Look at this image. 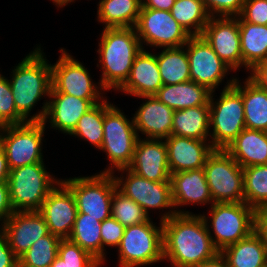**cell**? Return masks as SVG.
I'll return each instance as SVG.
<instances>
[{"label": "cell", "instance_id": "50", "mask_svg": "<svg viewBox=\"0 0 267 267\" xmlns=\"http://www.w3.org/2000/svg\"><path fill=\"white\" fill-rule=\"evenodd\" d=\"M195 267H229L226 259L219 253L211 260L202 262Z\"/></svg>", "mask_w": 267, "mask_h": 267}, {"label": "cell", "instance_id": "8", "mask_svg": "<svg viewBox=\"0 0 267 267\" xmlns=\"http://www.w3.org/2000/svg\"><path fill=\"white\" fill-rule=\"evenodd\" d=\"M45 127L42 121L0 127V146L5 152L10 170L44 162L41 146Z\"/></svg>", "mask_w": 267, "mask_h": 267}, {"label": "cell", "instance_id": "3", "mask_svg": "<svg viewBox=\"0 0 267 267\" xmlns=\"http://www.w3.org/2000/svg\"><path fill=\"white\" fill-rule=\"evenodd\" d=\"M40 45L12 70L9 79L17 112L27 121L39 99L50 94L51 64L46 61Z\"/></svg>", "mask_w": 267, "mask_h": 267}, {"label": "cell", "instance_id": "1", "mask_svg": "<svg viewBox=\"0 0 267 267\" xmlns=\"http://www.w3.org/2000/svg\"><path fill=\"white\" fill-rule=\"evenodd\" d=\"M208 218L189 213L163 221V259L173 267H195L216 257L220 252L211 239Z\"/></svg>", "mask_w": 267, "mask_h": 267}, {"label": "cell", "instance_id": "53", "mask_svg": "<svg viewBox=\"0 0 267 267\" xmlns=\"http://www.w3.org/2000/svg\"><path fill=\"white\" fill-rule=\"evenodd\" d=\"M16 267H26V266H23V265H20V264H17Z\"/></svg>", "mask_w": 267, "mask_h": 267}, {"label": "cell", "instance_id": "14", "mask_svg": "<svg viewBox=\"0 0 267 267\" xmlns=\"http://www.w3.org/2000/svg\"><path fill=\"white\" fill-rule=\"evenodd\" d=\"M60 52L58 61L51 65L50 93H63L82 99H104L101 91L105 89L93 83L82 63L75 60L64 48Z\"/></svg>", "mask_w": 267, "mask_h": 267}, {"label": "cell", "instance_id": "51", "mask_svg": "<svg viewBox=\"0 0 267 267\" xmlns=\"http://www.w3.org/2000/svg\"><path fill=\"white\" fill-rule=\"evenodd\" d=\"M50 267H66V265L65 262L60 257L57 256L50 265Z\"/></svg>", "mask_w": 267, "mask_h": 267}, {"label": "cell", "instance_id": "44", "mask_svg": "<svg viewBox=\"0 0 267 267\" xmlns=\"http://www.w3.org/2000/svg\"><path fill=\"white\" fill-rule=\"evenodd\" d=\"M254 232L260 237L267 252V207L255 210Z\"/></svg>", "mask_w": 267, "mask_h": 267}, {"label": "cell", "instance_id": "28", "mask_svg": "<svg viewBox=\"0 0 267 267\" xmlns=\"http://www.w3.org/2000/svg\"><path fill=\"white\" fill-rule=\"evenodd\" d=\"M238 23L242 67L249 71L254 65L267 61V25L245 22L240 16Z\"/></svg>", "mask_w": 267, "mask_h": 267}, {"label": "cell", "instance_id": "34", "mask_svg": "<svg viewBox=\"0 0 267 267\" xmlns=\"http://www.w3.org/2000/svg\"><path fill=\"white\" fill-rule=\"evenodd\" d=\"M170 13L190 36L202 35L211 17L202 0H175Z\"/></svg>", "mask_w": 267, "mask_h": 267}, {"label": "cell", "instance_id": "29", "mask_svg": "<svg viewBox=\"0 0 267 267\" xmlns=\"http://www.w3.org/2000/svg\"><path fill=\"white\" fill-rule=\"evenodd\" d=\"M220 253L229 267H265L267 265L266 248L254 231L248 237L227 246Z\"/></svg>", "mask_w": 267, "mask_h": 267}, {"label": "cell", "instance_id": "23", "mask_svg": "<svg viewBox=\"0 0 267 267\" xmlns=\"http://www.w3.org/2000/svg\"><path fill=\"white\" fill-rule=\"evenodd\" d=\"M146 102L133 115L137 135L139 132L146 139H165L171 135L174 110L154 96H140Z\"/></svg>", "mask_w": 267, "mask_h": 267}, {"label": "cell", "instance_id": "21", "mask_svg": "<svg viewBox=\"0 0 267 267\" xmlns=\"http://www.w3.org/2000/svg\"><path fill=\"white\" fill-rule=\"evenodd\" d=\"M164 141L170 174L204 168L207 158L215 149L208 140L183 136L170 135Z\"/></svg>", "mask_w": 267, "mask_h": 267}, {"label": "cell", "instance_id": "31", "mask_svg": "<svg viewBox=\"0 0 267 267\" xmlns=\"http://www.w3.org/2000/svg\"><path fill=\"white\" fill-rule=\"evenodd\" d=\"M158 69L163 85H175L190 81V66L184 46L164 48L156 54Z\"/></svg>", "mask_w": 267, "mask_h": 267}, {"label": "cell", "instance_id": "43", "mask_svg": "<svg viewBox=\"0 0 267 267\" xmlns=\"http://www.w3.org/2000/svg\"><path fill=\"white\" fill-rule=\"evenodd\" d=\"M239 16L245 22L267 25V0H245Z\"/></svg>", "mask_w": 267, "mask_h": 267}, {"label": "cell", "instance_id": "27", "mask_svg": "<svg viewBox=\"0 0 267 267\" xmlns=\"http://www.w3.org/2000/svg\"><path fill=\"white\" fill-rule=\"evenodd\" d=\"M171 135L197 140L210 138V106L175 110Z\"/></svg>", "mask_w": 267, "mask_h": 267}, {"label": "cell", "instance_id": "52", "mask_svg": "<svg viewBox=\"0 0 267 267\" xmlns=\"http://www.w3.org/2000/svg\"><path fill=\"white\" fill-rule=\"evenodd\" d=\"M52 1L59 8L68 5V3L70 4L74 0H52Z\"/></svg>", "mask_w": 267, "mask_h": 267}, {"label": "cell", "instance_id": "40", "mask_svg": "<svg viewBox=\"0 0 267 267\" xmlns=\"http://www.w3.org/2000/svg\"><path fill=\"white\" fill-rule=\"evenodd\" d=\"M27 122L16 110L9 79L0 74V127Z\"/></svg>", "mask_w": 267, "mask_h": 267}, {"label": "cell", "instance_id": "24", "mask_svg": "<svg viewBox=\"0 0 267 267\" xmlns=\"http://www.w3.org/2000/svg\"><path fill=\"white\" fill-rule=\"evenodd\" d=\"M162 86L156 54L142 49L134 59L128 79L118 91L136 97L154 96Z\"/></svg>", "mask_w": 267, "mask_h": 267}, {"label": "cell", "instance_id": "22", "mask_svg": "<svg viewBox=\"0 0 267 267\" xmlns=\"http://www.w3.org/2000/svg\"><path fill=\"white\" fill-rule=\"evenodd\" d=\"M170 183L177 214H189L188 211H178V206L213 204L203 168L173 173L170 176Z\"/></svg>", "mask_w": 267, "mask_h": 267}, {"label": "cell", "instance_id": "38", "mask_svg": "<svg viewBox=\"0 0 267 267\" xmlns=\"http://www.w3.org/2000/svg\"><path fill=\"white\" fill-rule=\"evenodd\" d=\"M111 216L124 227L141 224L150 218L140 205L118 189L111 201Z\"/></svg>", "mask_w": 267, "mask_h": 267}, {"label": "cell", "instance_id": "35", "mask_svg": "<svg viewBox=\"0 0 267 267\" xmlns=\"http://www.w3.org/2000/svg\"><path fill=\"white\" fill-rule=\"evenodd\" d=\"M244 202L254 210L267 207V165L243 168Z\"/></svg>", "mask_w": 267, "mask_h": 267}, {"label": "cell", "instance_id": "19", "mask_svg": "<svg viewBox=\"0 0 267 267\" xmlns=\"http://www.w3.org/2000/svg\"><path fill=\"white\" fill-rule=\"evenodd\" d=\"M0 231L17 258L22 256L35 241L50 233L48 225L38 211H14L2 224Z\"/></svg>", "mask_w": 267, "mask_h": 267}, {"label": "cell", "instance_id": "46", "mask_svg": "<svg viewBox=\"0 0 267 267\" xmlns=\"http://www.w3.org/2000/svg\"><path fill=\"white\" fill-rule=\"evenodd\" d=\"M18 258L10 248L6 237L0 231V267H16Z\"/></svg>", "mask_w": 267, "mask_h": 267}, {"label": "cell", "instance_id": "7", "mask_svg": "<svg viewBox=\"0 0 267 267\" xmlns=\"http://www.w3.org/2000/svg\"><path fill=\"white\" fill-rule=\"evenodd\" d=\"M155 226L149 218L138 225L127 226L118 245L120 267H139L163 259V225Z\"/></svg>", "mask_w": 267, "mask_h": 267}, {"label": "cell", "instance_id": "4", "mask_svg": "<svg viewBox=\"0 0 267 267\" xmlns=\"http://www.w3.org/2000/svg\"><path fill=\"white\" fill-rule=\"evenodd\" d=\"M237 78L227 81L219 100L214 102L211 93L210 140L215 149H225L246 127L242 99V84ZM212 133V134H211Z\"/></svg>", "mask_w": 267, "mask_h": 267}, {"label": "cell", "instance_id": "45", "mask_svg": "<svg viewBox=\"0 0 267 267\" xmlns=\"http://www.w3.org/2000/svg\"><path fill=\"white\" fill-rule=\"evenodd\" d=\"M13 212L14 210L10 203L8 182L0 183V224H4Z\"/></svg>", "mask_w": 267, "mask_h": 267}, {"label": "cell", "instance_id": "18", "mask_svg": "<svg viewBox=\"0 0 267 267\" xmlns=\"http://www.w3.org/2000/svg\"><path fill=\"white\" fill-rule=\"evenodd\" d=\"M38 212L51 234L60 239L69 238L78 210L72 191L62 181L48 194Z\"/></svg>", "mask_w": 267, "mask_h": 267}, {"label": "cell", "instance_id": "6", "mask_svg": "<svg viewBox=\"0 0 267 267\" xmlns=\"http://www.w3.org/2000/svg\"><path fill=\"white\" fill-rule=\"evenodd\" d=\"M60 181L47 172L44 162L11 169L7 182L13 210L38 211Z\"/></svg>", "mask_w": 267, "mask_h": 267}, {"label": "cell", "instance_id": "33", "mask_svg": "<svg viewBox=\"0 0 267 267\" xmlns=\"http://www.w3.org/2000/svg\"><path fill=\"white\" fill-rule=\"evenodd\" d=\"M101 224L89 214L77 213L69 240L89 252L102 264Z\"/></svg>", "mask_w": 267, "mask_h": 267}, {"label": "cell", "instance_id": "30", "mask_svg": "<svg viewBox=\"0 0 267 267\" xmlns=\"http://www.w3.org/2000/svg\"><path fill=\"white\" fill-rule=\"evenodd\" d=\"M142 0H101L98 3V22L105 28L135 27Z\"/></svg>", "mask_w": 267, "mask_h": 267}, {"label": "cell", "instance_id": "37", "mask_svg": "<svg viewBox=\"0 0 267 267\" xmlns=\"http://www.w3.org/2000/svg\"><path fill=\"white\" fill-rule=\"evenodd\" d=\"M60 238L49 233L39 238L18 258V264L26 267H50L58 256Z\"/></svg>", "mask_w": 267, "mask_h": 267}, {"label": "cell", "instance_id": "2", "mask_svg": "<svg viewBox=\"0 0 267 267\" xmlns=\"http://www.w3.org/2000/svg\"><path fill=\"white\" fill-rule=\"evenodd\" d=\"M102 75L99 85L118 90L128 79L136 55L143 49L133 27L104 28L98 43Z\"/></svg>", "mask_w": 267, "mask_h": 267}, {"label": "cell", "instance_id": "48", "mask_svg": "<svg viewBox=\"0 0 267 267\" xmlns=\"http://www.w3.org/2000/svg\"><path fill=\"white\" fill-rule=\"evenodd\" d=\"M174 3L175 0H142L141 8H150L170 12Z\"/></svg>", "mask_w": 267, "mask_h": 267}, {"label": "cell", "instance_id": "10", "mask_svg": "<svg viewBox=\"0 0 267 267\" xmlns=\"http://www.w3.org/2000/svg\"><path fill=\"white\" fill-rule=\"evenodd\" d=\"M61 181L72 191L78 213L89 214L100 222L111 216V201L117 189L113 174L99 173Z\"/></svg>", "mask_w": 267, "mask_h": 267}, {"label": "cell", "instance_id": "36", "mask_svg": "<svg viewBox=\"0 0 267 267\" xmlns=\"http://www.w3.org/2000/svg\"><path fill=\"white\" fill-rule=\"evenodd\" d=\"M103 123L104 100L85 112L69 135L78 136L80 139L83 138L97 147V149H100L103 142Z\"/></svg>", "mask_w": 267, "mask_h": 267}, {"label": "cell", "instance_id": "12", "mask_svg": "<svg viewBox=\"0 0 267 267\" xmlns=\"http://www.w3.org/2000/svg\"><path fill=\"white\" fill-rule=\"evenodd\" d=\"M119 172L126 173L124 178L114 175L117 189L126 197L134 200L140 205L149 216V209L172 208L167 213L161 215L160 221L168 220L177 214L174 210L172 191L170 182H154L138 176L128 168L119 169Z\"/></svg>", "mask_w": 267, "mask_h": 267}, {"label": "cell", "instance_id": "25", "mask_svg": "<svg viewBox=\"0 0 267 267\" xmlns=\"http://www.w3.org/2000/svg\"><path fill=\"white\" fill-rule=\"evenodd\" d=\"M225 150L242 168L267 165V132L245 128Z\"/></svg>", "mask_w": 267, "mask_h": 267}, {"label": "cell", "instance_id": "47", "mask_svg": "<svg viewBox=\"0 0 267 267\" xmlns=\"http://www.w3.org/2000/svg\"><path fill=\"white\" fill-rule=\"evenodd\" d=\"M248 79L260 89L267 91V61L254 65Z\"/></svg>", "mask_w": 267, "mask_h": 267}, {"label": "cell", "instance_id": "41", "mask_svg": "<svg viewBox=\"0 0 267 267\" xmlns=\"http://www.w3.org/2000/svg\"><path fill=\"white\" fill-rule=\"evenodd\" d=\"M211 17H236L242 12L245 0H202ZM219 14V15H218Z\"/></svg>", "mask_w": 267, "mask_h": 267}, {"label": "cell", "instance_id": "5", "mask_svg": "<svg viewBox=\"0 0 267 267\" xmlns=\"http://www.w3.org/2000/svg\"><path fill=\"white\" fill-rule=\"evenodd\" d=\"M115 104L104 100L103 150L110 160V166L100 173L115 174V170L128 168L133 160L136 142L140 137L134 126Z\"/></svg>", "mask_w": 267, "mask_h": 267}, {"label": "cell", "instance_id": "17", "mask_svg": "<svg viewBox=\"0 0 267 267\" xmlns=\"http://www.w3.org/2000/svg\"><path fill=\"white\" fill-rule=\"evenodd\" d=\"M201 36L233 71L242 66L238 16L210 17Z\"/></svg>", "mask_w": 267, "mask_h": 267}, {"label": "cell", "instance_id": "39", "mask_svg": "<svg viewBox=\"0 0 267 267\" xmlns=\"http://www.w3.org/2000/svg\"><path fill=\"white\" fill-rule=\"evenodd\" d=\"M58 257L66 267H100L102 264L89 252L69 239H61L58 246Z\"/></svg>", "mask_w": 267, "mask_h": 267}, {"label": "cell", "instance_id": "20", "mask_svg": "<svg viewBox=\"0 0 267 267\" xmlns=\"http://www.w3.org/2000/svg\"><path fill=\"white\" fill-rule=\"evenodd\" d=\"M129 170L154 182H170L166 142L138 138Z\"/></svg>", "mask_w": 267, "mask_h": 267}, {"label": "cell", "instance_id": "26", "mask_svg": "<svg viewBox=\"0 0 267 267\" xmlns=\"http://www.w3.org/2000/svg\"><path fill=\"white\" fill-rule=\"evenodd\" d=\"M211 93L206 87L194 81H186L175 85H163L154 97L175 111L209 106Z\"/></svg>", "mask_w": 267, "mask_h": 267}, {"label": "cell", "instance_id": "15", "mask_svg": "<svg viewBox=\"0 0 267 267\" xmlns=\"http://www.w3.org/2000/svg\"><path fill=\"white\" fill-rule=\"evenodd\" d=\"M184 48L189 60L190 81L214 93L219 84L224 81L222 79L232 69L219 58L201 35L191 36Z\"/></svg>", "mask_w": 267, "mask_h": 267}, {"label": "cell", "instance_id": "42", "mask_svg": "<svg viewBox=\"0 0 267 267\" xmlns=\"http://www.w3.org/2000/svg\"><path fill=\"white\" fill-rule=\"evenodd\" d=\"M125 227L112 216L106 218L101 224L102 238V264L105 263V246L118 247L124 233Z\"/></svg>", "mask_w": 267, "mask_h": 267}, {"label": "cell", "instance_id": "16", "mask_svg": "<svg viewBox=\"0 0 267 267\" xmlns=\"http://www.w3.org/2000/svg\"><path fill=\"white\" fill-rule=\"evenodd\" d=\"M48 98L52 99L45 100L42 110L30 116V121H42L44 125L49 122L50 128L65 134H70L75 129L85 112L104 100L82 99L63 93H50Z\"/></svg>", "mask_w": 267, "mask_h": 267}, {"label": "cell", "instance_id": "9", "mask_svg": "<svg viewBox=\"0 0 267 267\" xmlns=\"http://www.w3.org/2000/svg\"><path fill=\"white\" fill-rule=\"evenodd\" d=\"M203 170L213 203L244 202L243 168L225 149H214Z\"/></svg>", "mask_w": 267, "mask_h": 267}, {"label": "cell", "instance_id": "11", "mask_svg": "<svg viewBox=\"0 0 267 267\" xmlns=\"http://www.w3.org/2000/svg\"><path fill=\"white\" fill-rule=\"evenodd\" d=\"M210 209L213 244L221 252L224 248L248 237L254 231L255 210L245 202L213 203Z\"/></svg>", "mask_w": 267, "mask_h": 267}, {"label": "cell", "instance_id": "32", "mask_svg": "<svg viewBox=\"0 0 267 267\" xmlns=\"http://www.w3.org/2000/svg\"><path fill=\"white\" fill-rule=\"evenodd\" d=\"M243 83L245 127L267 132V91L257 87L248 78Z\"/></svg>", "mask_w": 267, "mask_h": 267}, {"label": "cell", "instance_id": "13", "mask_svg": "<svg viewBox=\"0 0 267 267\" xmlns=\"http://www.w3.org/2000/svg\"><path fill=\"white\" fill-rule=\"evenodd\" d=\"M135 30L142 48H178L184 46L191 37L172 17L169 11L141 8Z\"/></svg>", "mask_w": 267, "mask_h": 267}, {"label": "cell", "instance_id": "49", "mask_svg": "<svg viewBox=\"0 0 267 267\" xmlns=\"http://www.w3.org/2000/svg\"><path fill=\"white\" fill-rule=\"evenodd\" d=\"M10 169L3 148L0 146V183L7 182Z\"/></svg>", "mask_w": 267, "mask_h": 267}]
</instances>
